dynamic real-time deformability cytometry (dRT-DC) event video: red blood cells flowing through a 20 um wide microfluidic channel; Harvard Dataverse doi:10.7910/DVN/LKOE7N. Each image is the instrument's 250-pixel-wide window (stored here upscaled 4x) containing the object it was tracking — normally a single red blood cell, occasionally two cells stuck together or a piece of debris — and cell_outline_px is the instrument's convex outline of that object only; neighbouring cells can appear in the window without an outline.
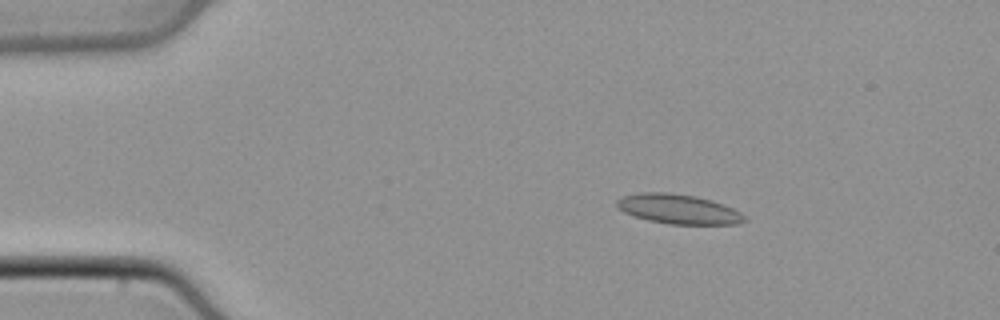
{"species": "common noctule bat (a hibernating species)", "species_latin": "Nyctalus noctula", "temperature_condition": "cold", "stored_images_in_passage": 50, "camera_frame_rate_fps": 3000, "um_per_image_px": 0.085, "animal": {"sex": "male", "body_mass_g": 21.5, "forearm_length_mm": 52.0}, "frame": {"image": 1, "passage_image": 9, "time_ms": 2.667, "image_size_px": [1000, 320], "cell_outline_px": [[748, 220], [736, 224], [668, 224], [648, 220], [624, 212], [616, 204], [616, 200], [624, 196], [640, 192], [668, 192], [696, 196], [712, 200], [724, 204], [740, 212]], "centroid_in_image_um": [57.68, 17.76], "position_along_channel_um": 27.3, "area_um2": 21.96}}
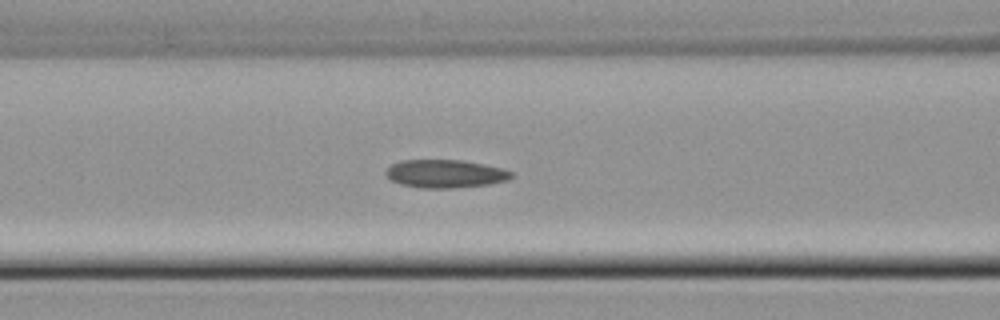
{"frame": {"image": 2, "passage_image": 21, "time_ms": 6.667, "image_size_px": [1000, 320], "cell_outline_px": [[512, 176], [508, 180], [488, 184], [452, 188], [420, 188], [400, 184], [392, 180], [384, 172], [392, 164], [400, 160], [464, 160], [484, 164], [500, 168], [512, 172]], "centroid_in_image_um": [37.83, 14.76], "position_along_channel_um": 128.8, "area_um2": 20.46}}
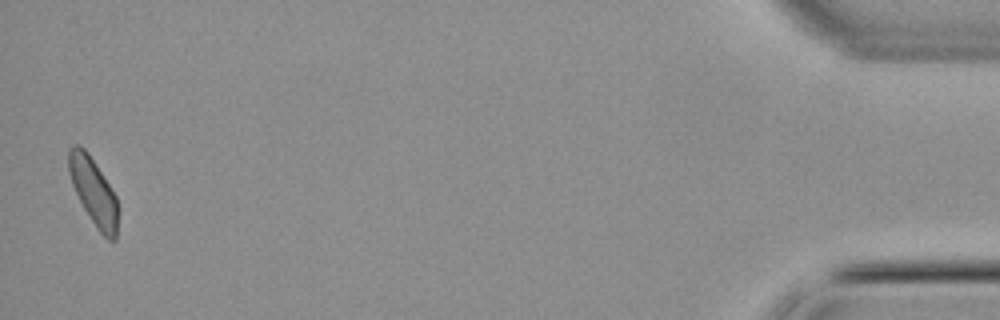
{"frame": {"image": 3, "passage_image": 49, "time_ms": 16.0, "image_size_px": [1000, 320], "cell_outline_px": [[116, 240], [108, 240], [100, 232], [84, 208], [72, 184], [68, 172], [68, 148], [72, 144], [80, 144], [88, 152], [116, 196]], "centroid_in_image_um": [7.9, 16.2], "position_along_channel_um": 427.3, "area_um2": 18.79}}